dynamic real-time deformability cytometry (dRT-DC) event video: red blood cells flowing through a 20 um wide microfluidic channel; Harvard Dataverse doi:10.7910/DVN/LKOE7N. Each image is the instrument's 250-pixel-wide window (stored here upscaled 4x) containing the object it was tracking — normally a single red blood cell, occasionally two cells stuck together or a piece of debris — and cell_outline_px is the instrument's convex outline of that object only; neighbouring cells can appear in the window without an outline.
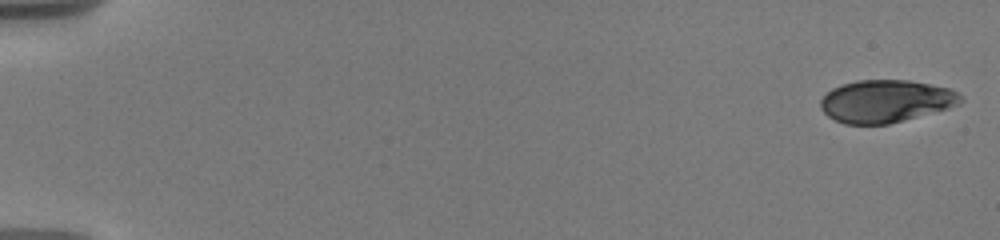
{"species": "human", "species_latin": "Homo sapiens", "temperature_condition": "warm", "stored_images_in_passage": 36, "camera_frame_rate_fps": 3000, "um_per_image_px": 0.085, "donor": {"sex": "male"}, "frame": {"image": 1, "passage_image": 1, "time_ms": 0.0, "image_size_px": [1000, 240], "cell_outline_px": [[964, 100], [960, 104], [948, 108], [888, 124], [844, 124], [828, 116], [820, 108], [820, 100], [832, 88], [840, 84], [856, 80], [908, 80], [948, 88], [964, 96]], "centroid_in_image_um": [75.28, 8.59], "position_along_channel_um": 9.7, "area_um2": 34.62}}
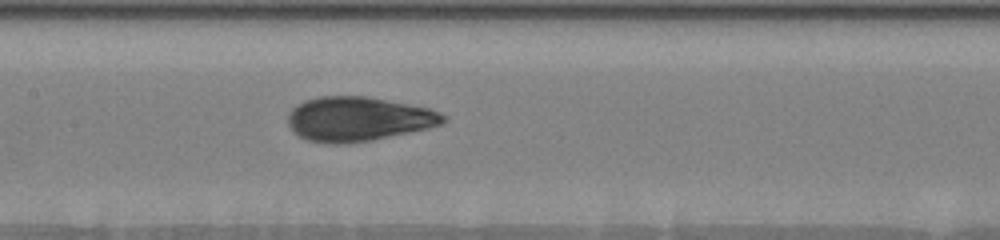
{"frame": {"image": 2, "passage_image": 20, "time_ms": 9.333, "image_size_px": [1000, 240], "cell_outline_px": [[448, 120], [440, 124], [428, 128], [372, 140], [348, 144], [328, 144], [308, 140], [292, 132], [288, 124], [288, 116], [292, 108], [296, 104], [320, 96], [368, 96], [428, 108], [440, 112]], "centroid_in_image_um": [30.42, 10.12], "position_along_channel_um": 177.0, "area_um2": 40.17}}
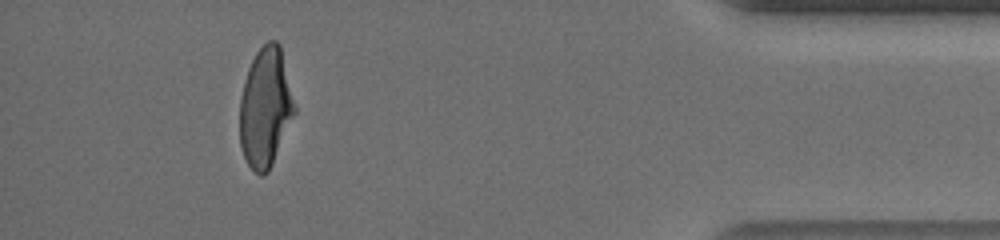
{"frame": {"image": 3, "passage_image": 35, "time_ms": 17.0, "image_size_px": [1000, 240], "cell_outline_px": [[296, 112], [272, 164], [268, 172], [260, 176], [248, 164], [244, 156], [240, 144], [240, 100], [248, 68], [256, 52], [268, 40], [276, 40], [280, 44], [296, 108]], "centroid_in_image_um": [22.57, 9.13], "position_along_channel_um": 412.6, "area_um2": 37.92}}